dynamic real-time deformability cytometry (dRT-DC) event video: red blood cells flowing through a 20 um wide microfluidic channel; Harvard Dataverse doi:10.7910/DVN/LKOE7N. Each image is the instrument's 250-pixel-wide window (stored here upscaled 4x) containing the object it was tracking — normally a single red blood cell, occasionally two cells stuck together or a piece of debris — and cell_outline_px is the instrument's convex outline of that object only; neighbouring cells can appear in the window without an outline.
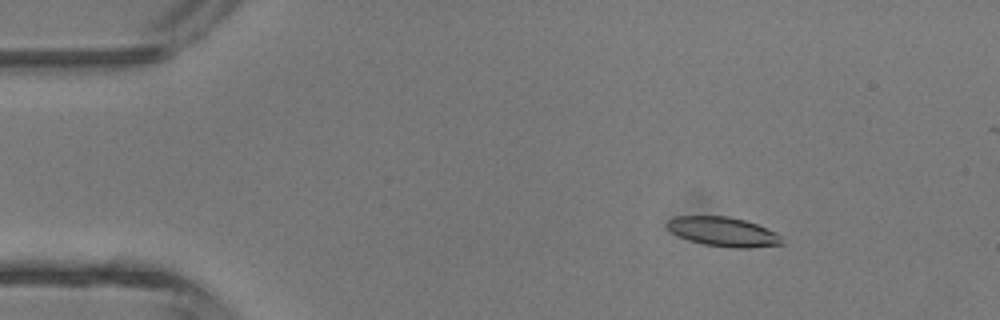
{"species": "common noctule bat (a hibernating species)", "species_latin": "Nyctalus noctula", "temperature_condition": "room temperature", "stored_images_in_passage": 4, "camera_frame_rate_fps": 3000, "um_per_image_px": 0.085, "animal": {"sex": "male", "body_mass_g": 13.3}, "frame": {"image": 1, "passage_image": 2, "time_ms": 1.333, "image_size_px": [1000, 320], "cell_outline_px": [[784, 244], [748, 248], [732, 248], [704, 244], [688, 240], [672, 232], [668, 228], [668, 220], [676, 216], [728, 216], [744, 220], [756, 224], [776, 232], [780, 236]], "centroid_in_image_um": [61.49, 19.7], "position_along_channel_um": 23.5, "area_um2": 19.48}}
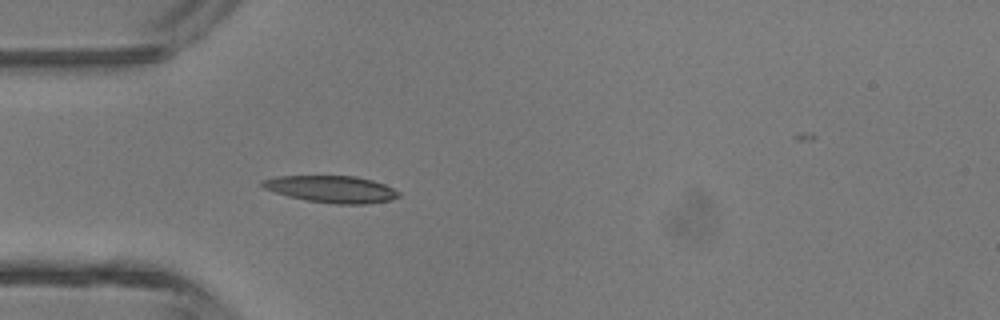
{"frame": {"image": 2, "passage_image": 4, "time_ms": 3.667, "image_size_px": [1000, 320], "cell_outline_px": [[400, 196], [392, 200], [368, 204], [336, 204], [304, 200], [288, 196], [264, 188], [260, 184], [260, 180], [276, 176], [356, 176], [372, 180], [384, 184], [400, 192]], "centroid_in_image_um": [28.18, 16.08], "position_along_channel_um": 56.8, "area_um2": 21.5}}